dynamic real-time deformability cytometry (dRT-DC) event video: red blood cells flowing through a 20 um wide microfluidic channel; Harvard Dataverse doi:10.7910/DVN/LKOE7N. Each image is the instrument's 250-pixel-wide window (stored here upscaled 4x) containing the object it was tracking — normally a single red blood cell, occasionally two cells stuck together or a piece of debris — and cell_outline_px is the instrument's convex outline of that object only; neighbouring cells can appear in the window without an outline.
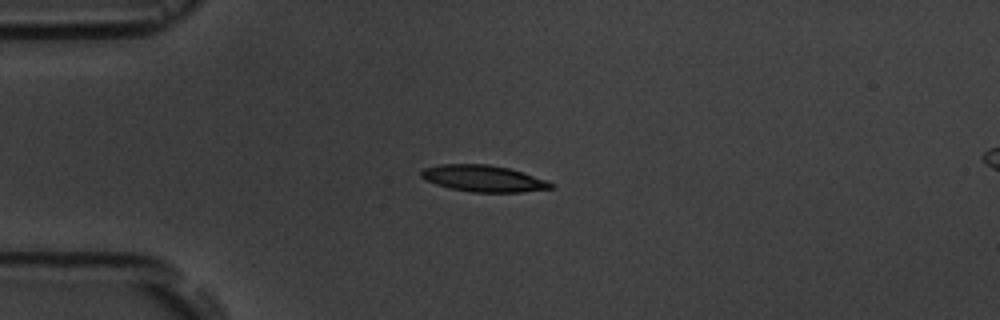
{"species": "common noctule bat (a hibernating species)", "species_latin": "Nyctalus noctula", "temperature_condition": "room temperature", "stored_images_in_passage": 3, "camera_frame_rate_fps": 3000, "um_per_image_px": 0.085, "animal": {"sex": "male", "body_mass_g": 19.5, "forearm_length_mm": 54.6}, "frame": {"image": 1, "passage_image": 1, "time_ms": 0.0, "image_size_px": [1000, 320], "cell_outline_px": [[552, 188], [524, 192], [472, 192], [452, 188], [436, 184], [420, 176], [420, 172], [424, 168], [440, 164], [488, 164], [508, 168], [524, 172], [544, 180], [552, 184]], "centroid_in_image_um": [41.07, 15.16], "position_along_channel_um": 43.9, "area_um2": 19.77}}
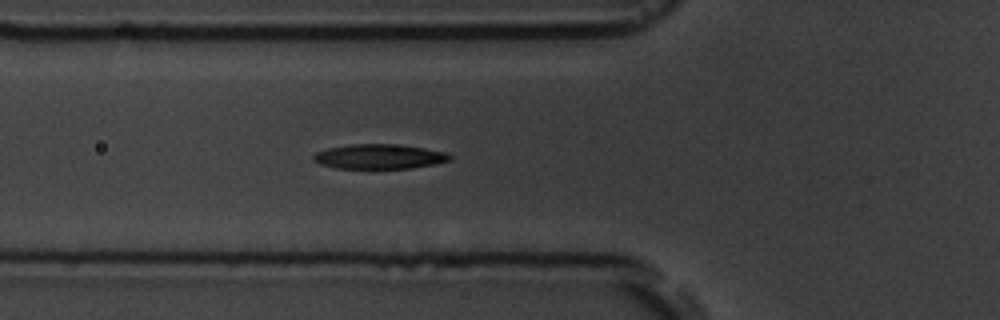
{"frame": {"image": 2, "passage_image": 3, "time_ms": 2.0, "image_size_px": [1000, 320], "cell_outline_px": [[452, 160], [436, 164], [412, 168], [336, 168], [320, 164], [312, 160], [312, 156], [316, 152], [328, 148], [352, 144], [388, 144], [424, 148], [444, 152], [452, 156]], "centroid_in_image_um": [32.23, 13.31], "position_along_channel_um": 93.6, "area_um2": 19.54}}